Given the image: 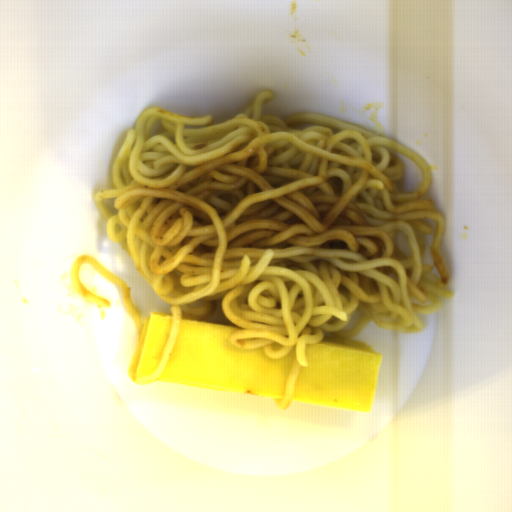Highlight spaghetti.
Returning a JSON list of instances; mask_svg holds the SVG:
<instances>
[{
	"label": "spaghetti",
	"mask_w": 512,
	"mask_h": 512,
	"mask_svg": "<svg viewBox=\"0 0 512 512\" xmlns=\"http://www.w3.org/2000/svg\"><path fill=\"white\" fill-rule=\"evenodd\" d=\"M261 91L224 122L161 107L141 111L111 170L114 189L91 195L106 237L130 256L171 310L168 343L155 371L137 377L144 318L130 284L88 254L69 275L87 302L89 264L120 291L137 341L127 366L137 386L155 384L179 338L183 315L216 304L241 330L233 348L280 360L295 348L281 400L287 411L309 364L307 345L377 328L422 334L418 315L455 297L440 252L447 221L423 199L432 172L396 139L313 112L264 116Z\"/></svg>",
	"instance_id": "c7327b10"
}]
</instances>
